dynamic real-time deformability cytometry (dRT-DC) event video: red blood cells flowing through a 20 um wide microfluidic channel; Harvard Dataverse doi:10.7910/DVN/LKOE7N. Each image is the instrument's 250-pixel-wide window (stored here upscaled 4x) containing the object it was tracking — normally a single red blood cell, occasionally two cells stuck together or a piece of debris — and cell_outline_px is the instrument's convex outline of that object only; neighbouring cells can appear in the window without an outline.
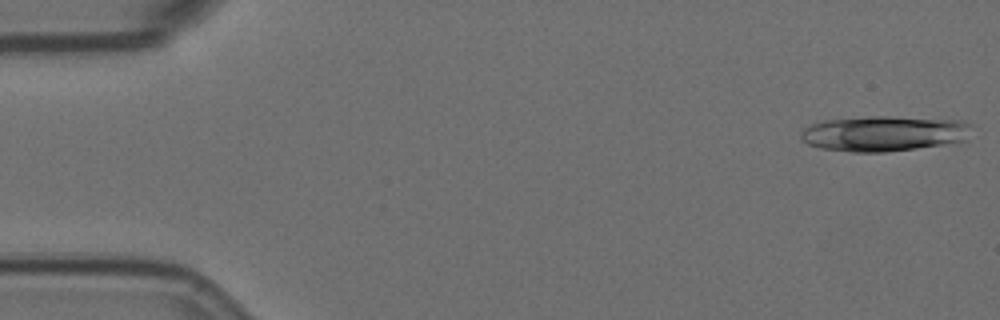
{"species": "Egyptian fruit bat (a non-hibernating species)", "species_latin": "Rousettus aegyptiacus", "temperature_condition": "room temperature", "stored_images_in_passage": 52, "camera_frame_rate_fps": 3000, "um_per_image_px": 0.085, "animal": {"sex": "female"}, "frame": {"image": 1, "passage_image": 1, "time_ms": 0.0, "image_size_px": [1000, 320], "cell_outline_px": [[968, 140], [884, 152], [852, 152], [820, 148], [808, 144], [800, 136], [800, 132], [804, 128], [812, 124], [824, 120], [868, 116], [888, 116], [964, 120], [968, 124]], "centroid_in_image_um": [75.09, 11.33], "position_along_channel_um": 9.9, "area_um2": 34.97}}